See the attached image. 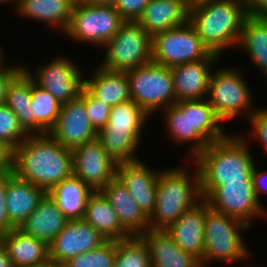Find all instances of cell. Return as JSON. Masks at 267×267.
I'll list each match as a JSON object with an SVG mask.
<instances>
[{"mask_svg": "<svg viewBox=\"0 0 267 267\" xmlns=\"http://www.w3.org/2000/svg\"><path fill=\"white\" fill-rule=\"evenodd\" d=\"M84 221L94 227L106 240H124L131 235L121 226L117 213L101 191H94L88 198Z\"/></svg>", "mask_w": 267, "mask_h": 267, "instance_id": "obj_29", "label": "cell"}, {"mask_svg": "<svg viewBox=\"0 0 267 267\" xmlns=\"http://www.w3.org/2000/svg\"><path fill=\"white\" fill-rule=\"evenodd\" d=\"M73 175L93 191H100L116 177L117 163L95 139L72 150Z\"/></svg>", "mask_w": 267, "mask_h": 267, "instance_id": "obj_16", "label": "cell"}, {"mask_svg": "<svg viewBox=\"0 0 267 267\" xmlns=\"http://www.w3.org/2000/svg\"><path fill=\"white\" fill-rule=\"evenodd\" d=\"M248 15L267 17V0H245Z\"/></svg>", "mask_w": 267, "mask_h": 267, "instance_id": "obj_43", "label": "cell"}, {"mask_svg": "<svg viewBox=\"0 0 267 267\" xmlns=\"http://www.w3.org/2000/svg\"><path fill=\"white\" fill-rule=\"evenodd\" d=\"M249 123L251 124V134L254 139H258L262 147H264L265 153L267 154V108H256V110L249 117Z\"/></svg>", "mask_w": 267, "mask_h": 267, "instance_id": "obj_38", "label": "cell"}, {"mask_svg": "<svg viewBox=\"0 0 267 267\" xmlns=\"http://www.w3.org/2000/svg\"><path fill=\"white\" fill-rule=\"evenodd\" d=\"M124 23L113 4H90L76 0L64 35L77 42L103 47Z\"/></svg>", "mask_w": 267, "mask_h": 267, "instance_id": "obj_8", "label": "cell"}, {"mask_svg": "<svg viewBox=\"0 0 267 267\" xmlns=\"http://www.w3.org/2000/svg\"><path fill=\"white\" fill-rule=\"evenodd\" d=\"M90 4H114L116 0H81Z\"/></svg>", "mask_w": 267, "mask_h": 267, "instance_id": "obj_48", "label": "cell"}, {"mask_svg": "<svg viewBox=\"0 0 267 267\" xmlns=\"http://www.w3.org/2000/svg\"><path fill=\"white\" fill-rule=\"evenodd\" d=\"M106 239L83 219L69 220L64 229L48 244L49 259L60 264L91 251Z\"/></svg>", "mask_w": 267, "mask_h": 267, "instance_id": "obj_17", "label": "cell"}, {"mask_svg": "<svg viewBox=\"0 0 267 267\" xmlns=\"http://www.w3.org/2000/svg\"><path fill=\"white\" fill-rule=\"evenodd\" d=\"M12 173L11 167L0 172V234L7 233L15 228L8 219L5 200L6 182Z\"/></svg>", "mask_w": 267, "mask_h": 267, "instance_id": "obj_40", "label": "cell"}, {"mask_svg": "<svg viewBox=\"0 0 267 267\" xmlns=\"http://www.w3.org/2000/svg\"><path fill=\"white\" fill-rule=\"evenodd\" d=\"M150 0H116L113 4L125 22H136Z\"/></svg>", "mask_w": 267, "mask_h": 267, "instance_id": "obj_39", "label": "cell"}, {"mask_svg": "<svg viewBox=\"0 0 267 267\" xmlns=\"http://www.w3.org/2000/svg\"><path fill=\"white\" fill-rule=\"evenodd\" d=\"M158 171L147 166V163L136 161L117 163L116 178L129 191L139 207L149 217L156 204Z\"/></svg>", "mask_w": 267, "mask_h": 267, "instance_id": "obj_18", "label": "cell"}, {"mask_svg": "<svg viewBox=\"0 0 267 267\" xmlns=\"http://www.w3.org/2000/svg\"><path fill=\"white\" fill-rule=\"evenodd\" d=\"M11 153L0 144V172L10 167Z\"/></svg>", "mask_w": 267, "mask_h": 267, "instance_id": "obj_44", "label": "cell"}, {"mask_svg": "<svg viewBox=\"0 0 267 267\" xmlns=\"http://www.w3.org/2000/svg\"><path fill=\"white\" fill-rule=\"evenodd\" d=\"M61 103L32 79L31 106L35 121L48 133L55 125Z\"/></svg>", "mask_w": 267, "mask_h": 267, "instance_id": "obj_33", "label": "cell"}, {"mask_svg": "<svg viewBox=\"0 0 267 267\" xmlns=\"http://www.w3.org/2000/svg\"><path fill=\"white\" fill-rule=\"evenodd\" d=\"M96 69L90 79H84V88L94 98L111 107L131 100L127 72L109 71L99 65Z\"/></svg>", "mask_w": 267, "mask_h": 267, "instance_id": "obj_28", "label": "cell"}, {"mask_svg": "<svg viewBox=\"0 0 267 267\" xmlns=\"http://www.w3.org/2000/svg\"><path fill=\"white\" fill-rule=\"evenodd\" d=\"M167 135L178 142L191 143L194 159L209 143L224 139L228 133L207 99L183 100L162 110Z\"/></svg>", "mask_w": 267, "mask_h": 267, "instance_id": "obj_4", "label": "cell"}, {"mask_svg": "<svg viewBox=\"0 0 267 267\" xmlns=\"http://www.w3.org/2000/svg\"><path fill=\"white\" fill-rule=\"evenodd\" d=\"M28 136L15 113L5 104L0 105V144L12 153Z\"/></svg>", "mask_w": 267, "mask_h": 267, "instance_id": "obj_36", "label": "cell"}, {"mask_svg": "<svg viewBox=\"0 0 267 267\" xmlns=\"http://www.w3.org/2000/svg\"><path fill=\"white\" fill-rule=\"evenodd\" d=\"M1 45H0V69H22L23 66L22 65H15L11 63V65L6 66L7 64L4 63V53H3V49H1Z\"/></svg>", "mask_w": 267, "mask_h": 267, "instance_id": "obj_46", "label": "cell"}, {"mask_svg": "<svg viewBox=\"0 0 267 267\" xmlns=\"http://www.w3.org/2000/svg\"><path fill=\"white\" fill-rule=\"evenodd\" d=\"M205 200L214 211L235 217L249 226L253 218L267 215L266 208L256 198L253 182H225Z\"/></svg>", "mask_w": 267, "mask_h": 267, "instance_id": "obj_14", "label": "cell"}, {"mask_svg": "<svg viewBox=\"0 0 267 267\" xmlns=\"http://www.w3.org/2000/svg\"><path fill=\"white\" fill-rule=\"evenodd\" d=\"M15 1V2H14ZM10 3V2H13V3H16V7H17V5H18V3H19V0H0V3H2V4H7V3Z\"/></svg>", "mask_w": 267, "mask_h": 267, "instance_id": "obj_50", "label": "cell"}, {"mask_svg": "<svg viewBox=\"0 0 267 267\" xmlns=\"http://www.w3.org/2000/svg\"><path fill=\"white\" fill-rule=\"evenodd\" d=\"M48 134L70 150L97 138L86 111L84 87L78 98L61 105L58 119Z\"/></svg>", "mask_w": 267, "mask_h": 267, "instance_id": "obj_15", "label": "cell"}, {"mask_svg": "<svg viewBox=\"0 0 267 267\" xmlns=\"http://www.w3.org/2000/svg\"><path fill=\"white\" fill-rule=\"evenodd\" d=\"M150 117L132 100L117 104L111 107L108 122L96 139L116 163L140 161L136 150Z\"/></svg>", "mask_w": 267, "mask_h": 267, "instance_id": "obj_6", "label": "cell"}, {"mask_svg": "<svg viewBox=\"0 0 267 267\" xmlns=\"http://www.w3.org/2000/svg\"><path fill=\"white\" fill-rule=\"evenodd\" d=\"M189 8L193 5L202 3L205 0H182Z\"/></svg>", "mask_w": 267, "mask_h": 267, "instance_id": "obj_49", "label": "cell"}, {"mask_svg": "<svg viewBox=\"0 0 267 267\" xmlns=\"http://www.w3.org/2000/svg\"><path fill=\"white\" fill-rule=\"evenodd\" d=\"M100 191L114 208L121 226L131 236H140L149 229V217L116 177Z\"/></svg>", "mask_w": 267, "mask_h": 267, "instance_id": "obj_21", "label": "cell"}, {"mask_svg": "<svg viewBox=\"0 0 267 267\" xmlns=\"http://www.w3.org/2000/svg\"><path fill=\"white\" fill-rule=\"evenodd\" d=\"M20 70L21 69H0V105L5 104L8 83Z\"/></svg>", "mask_w": 267, "mask_h": 267, "instance_id": "obj_42", "label": "cell"}, {"mask_svg": "<svg viewBox=\"0 0 267 267\" xmlns=\"http://www.w3.org/2000/svg\"><path fill=\"white\" fill-rule=\"evenodd\" d=\"M0 267H13L7 250L0 244Z\"/></svg>", "mask_w": 267, "mask_h": 267, "instance_id": "obj_45", "label": "cell"}, {"mask_svg": "<svg viewBox=\"0 0 267 267\" xmlns=\"http://www.w3.org/2000/svg\"><path fill=\"white\" fill-rule=\"evenodd\" d=\"M85 105L87 114L95 131L98 132L102 130L108 122L111 106L94 98L86 89Z\"/></svg>", "mask_w": 267, "mask_h": 267, "instance_id": "obj_37", "label": "cell"}, {"mask_svg": "<svg viewBox=\"0 0 267 267\" xmlns=\"http://www.w3.org/2000/svg\"><path fill=\"white\" fill-rule=\"evenodd\" d=\"M250 226L230 215L219 213L209 208L206 213L204 228L205 246L200 264L206 267L213 261L236 262L247 260L251 251L242 238V231Z\"/></svg>", "mask_w": 267, "mask_h": 267, "instance_id": "obj_7", "label": "cell"}, {"mask_svg": "<svg viewBox=\"0 0 267 267\" xmlns=\"http://www.w3.org/2000/svg\"><path fill=\"white\" fill-rule=\"evenodd\" d=\"M75 2L76 0H19L15 8L20 16L43 21L65 33Z\"/></svg>", "mask_w": 267, "mask_h": 267, "instance_id": "obj_30", "label": "cell"}, {"mask_svg": "<svg viewBox=\"0 0 267 267\" xmlns=\"http://www.w3.org/2000/svg\"><path fill=\"white\" fill-rule=\"evenodd\" d=\"M10 167L20 179L48 192L73 175L72 150L49 134L29 135L11 153Z\"/></svg>", "mask_w": 267, "mask_h": 267, "instance_id": "obj_1", "label": "cell"}, {"mask_svg": "<svg viewBox=\"0 0 267 267\" xmlns=\"http://www.w3.org/2000/svg\"><path fill=\"white\" fill-rule=\"evenodd\" d=\"M211 52L188 21L152 37V62L172 68L206 59Z\"/></svg>", "mask_w": 267, "mask_h": 267, "instance_id": "obj_12", "label": "cell"}, {"mask_svg": "<svg viewBox=\"0 0 267 267\" xmlns=\"http://www.w3.org/2000/svg\"><path fill=\"white\" fill-rule=\"evenodd\" d=\"M247 136L228 134L209 143L194 159L200 174L201 194L205 199L225 182H252L254 158Z\"/></svg>", "mask_w": 267, "mask_h": 267, "instance_id": "obj_2", "label": "cell"}, {"mask_svg": "<svg viewBox=\"0 0 267 267\" xmlns=\"http://www.w3.org/2000/svg\"><path fill=\"white\" fill-rule=\"evenodd\" d=\"M1 244L7 250L13 267H34L49 260L48 244L18 228L1 234Z\"/></svg>", "mask_w": 267, "mask_h": 267, "instance_id": "obj_26", "label": "cell"}, {"mask_svg": "<svg viewBox=\"0 0 267 267\" xmlns=\"http://www.w3.org/2000/svg\"><path fill=\"white\" fill-rule=\"evenodd\" d=\"M140 237L148 246L152 267H202L200 260L181 250L166 230L148 229Z\"/></svg>", "mask_w": 267, "mask_h": 267, "instance_id": "obj_24", "label": "cell"}, {"mask_svg": "<svg viewBox=\"0 0 267 267\" xmlns=\"http://www.w3.org/2000/svg\"><path fill=\"white\" fill-rule=\"evenodd\" d=\"M47 192L12 173L6 182V213L10 223L19 228L35 211Z\"/></svg>", "mask_w": 267, "mask_h": 267, "instance_id": "obj_22", "label": "cell"}, {"mask_svg": "<svg viewBox=\"0 0 267 267\" xmlns=\"http://www.w3.org/2000/svg\"><path fill=\"white\" fill-rule=\"evenodd\" d=\"M67 56L51 58L38 66L35 73L29 67L23 69L40 88L50 92L61 104L75 100L84 87V77L78 65Z\"/></svg>", "mask_w": 267, "mask_h": 267, "instance_id": "obj_13", "label": "cell"}, {"mask_svg": "<svg viewBox=\"0 0 267 267\" xmlns=\"http://www.w3.org/2000/svg\"><path fill=\"white\" fill-rule=\"evenodd\" d=\"M69 220L46 193L35 211L20 225L23 233L49 244Z\"/></svg>", "mask_w": 267, "mask_h": 267, "instance_id": "obj_27", "label": "cell"}, {"mask_svg": "<svg viewBox=\"0 0 267 267\" xmlns=\"http://www.w3.org/2000/svg\"><path fill=\"white\" fill-rule=\"evenodd\" d=\"M189 20V7L182 0H150L136 21L151 37L180 27Z\"/></svg>", "mask_w": 267, "mask_h": 267, "instance_id": "obj_23", "label": "cell"}, {"mask_svg": "<svg viewBox=\"0 0 267 267\" xmlns=\"http://www.w3.org/2000/svg\"><path fill=\"white\" fill-rule=\"evenodd\" d=\"M34 267H65V266L64 264H60L49 259L47 262L39 264L38 266Z\"/></svg>", "mask_w": 267, "mask_h": 267, "instance_id": "obj_47", "label": "cell"}, {"mask_svg": "<svg viewBox=\"0 0 267 267\" xmlns=\"http://www.w3.org/2000/svg\"><path fill=\"white\" fill-rule=\"evenodd\" d=\"M219 58V55L211 53L206 59L171 68L177 102L206 98L212 69Z\"/></svg>", "mask_w": 267, "mask_h": 267, "instance_id": "obj_19", "label": "cell"}, {"mask_svg": "<svg viewBox=\"0 0 267 267\" xmlns=\"http://www.w3.org/2000/svg\"><path fill=\"white\" fill-rule=\"evenodd\" d=\"M237 46L267 79V17L248 15Z\"/></svg>", "mask_w": 267, "mask_h": 267, "instance_id": "obj_32", "label": "cell"}, {"mask_svg": "<svg viewBox=\"0 0 267 267\" xmlns=\"http://www.w3.org/2000/svg\"><path fill=\"white\" fill-rule=\"evenodd\" d=\"M116 241L106 240L99 247L79 254L64 263L65 267H113Z\"/></svg>", "mask_w": 267, "mask_h": 267, "instance_id": "obj_35", "label": "cell"}, {"mask_svg": "<svg viewBox=\"0 0 267 267\" xmlns=\"http://www.w3.org/2000/svg\"><path fill=\"white\" fill-rule=\"evenodd\" d=\"M102 48L99 66L109 71L127 72L152 61V37L137 22H125Z\"/></svg>", "mask_w": 267, "mask_h": 267, "instance_id": "obj_11", "label": "cell"}, {"mask_svg": "<svg viewBox=\"0 0 267 267\" xmlns=\"http://www.w3.org/2000/svg\"><path fill=\"white\" fill-rule=\"evenodd\" d=\"M32 78L22 68L8 83L5 105L29 135L48 134L34 119L31 106Z\"/></svg>", "mask_w": 267, "mask_h": 267, "instance_id": "obj_25", "label": "cell"}, {"mask_svg": "<svg viewBox=\"0 0 267 267\" xmlns=\"http://www.w3.org/2000/svg\"><path fill=\"white\" fill-rule=\"evenodd\" d=\"M194 167L196 170L192 176L191 171L181 166L159 172L156 204L149 216V229L165 230L185 211L203 199L199 170L197 165Z\"/></svg>", "mask_w": 267, "mask_h": 267, "instance_id": "obj_5", "label": "cell"}, {"mask_svg": "<svg viewBox=\"0 0 267 267\" xmlns=\"http://www.w3.org/2000/svg\"><path fill=\"white\" fill-rule=\"evenodd\" d=\"M239 68L214 69L210 76L207 101L222 121L233 119L243 112L247 119L256 110L252 108L250 88ZM254 109V110H253Z\"/></svg>", "mask_w": 267, "mask_h": 267, "instance_id": "obj_10", "label": "cell"}, {"mask_svg": "<svg viewBox=\"0 0 267 267\" xmlns=\"http://www.w3.org/2000/svg\"><path fill=\"white\" fill-rule=\"evenodd\" d=\"M94 191L72 175L53 186L47 194L68 220L82 219L89 196Z\"/></svg>", "mask_w": 267, "mask_h": 267, "instance_id": "obj_31", "label": "cell"}, {"mask_svg": "<svg viewBox=\"0 0 267 267\" xmlns=\"http://www.w3.org/2000/svg\"><path fill=\"white\" fill-rule=\"evenodd\" d=\"M256 166L257 165L254 164L252 171L253 188L259 204L263 206L260 199L261 197L259 195H262V193H267V170L260 171Z\"/></svg>", "mask_w": 267, "mask_h": 267, "instance_id": "obj_41", "label": "cell"}, {"mask_svg": "<svg viewBox=\"0 0 267 267\" xmlns=\"http://www.w3.org/2000/svg\"><path fill=\"white\" fill-rule=\"evenodd\" d=\"M248 16L245 0H205L189 8V22L211 53L237 47Z\"/></svg>", "mask_w": 267, "mask_h": 267, "instance_id": "obj_3", "label": "cell"}, {"mask_svg": "<svg viewBox=\"0 0 267 267\" xmlns=\"http://www.w3.org/2000/svg\"><path fill=\"white\" fill-rule=\"evenodd\" d=\"M209 208L207 201L202 199L165 229L181 250L193 254L199 260L204 252V228Z\"/></svg>", "mask_w": 267, "mask_h": 267, "instance_id": "obj_20", "label": "cell"}, {"mask_svg": "<svg viewBox=\"0 0 267 267\" xmlns=\"http://www.w3.org/2000/svg\"><path fill=\"white\" fill-rule=\"evenodd\" d=\"M130 98L149 116L176 104L171 68L149 62L127 71Z\"/></svg>", "mask_w": 267, "mask_h": 267, "instance_id": "obj_9", "label": "cell"}, {"mask_svg": "<svg viewBox=\"0 0 267 267\" xmlns=\"http://www.w3.org/2000/svg\"><path fill=\"white\" fill-rule=\"evenodd\" d=\"M113 267H152L145 241L140 236L116 241Z\"/></svg>", "mask_w": 267, "mask_h": 267, "instance_id": "obj_34", "label": "cell"}]
</instances>
